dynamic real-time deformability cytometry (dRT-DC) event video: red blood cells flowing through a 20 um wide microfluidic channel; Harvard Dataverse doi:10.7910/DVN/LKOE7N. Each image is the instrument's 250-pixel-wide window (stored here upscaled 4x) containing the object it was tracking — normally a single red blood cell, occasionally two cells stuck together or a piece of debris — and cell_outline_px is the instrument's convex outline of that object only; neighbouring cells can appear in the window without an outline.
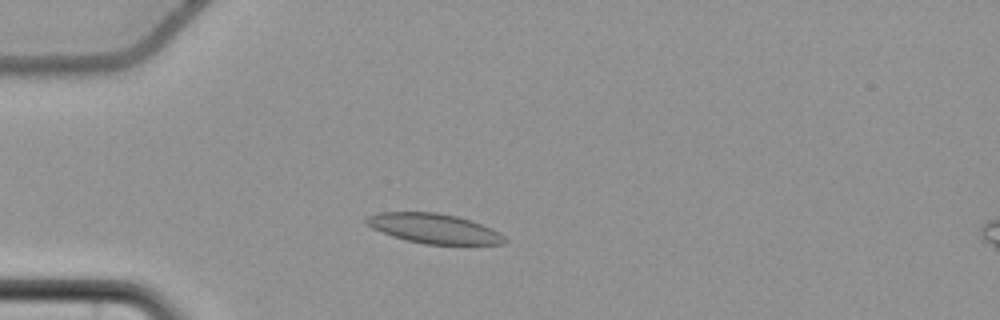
{"species": "common noctule bat (a hibernating species)", "species_latin": "Nyctalus noctula", "temperature_condition": "cold", "stored_images_in_passage": 43, "camera_frame_rate_fps": 3000, "um_per_image_px": 0.085, "animal": {"sex": "female", "body_mass_g": 22.7, "forearm_length_mm": 54.2}, "frame": {"image": 1, "passage_image": 10, "time_ms": 3.0, "image_size_px": [1000, 320], "cell_outline_px": [[508, 240], [504, 244], [424, 244], [392, 236], [372, 228], [364, 220], [368, 216], [380, 212], [436, 212], [456, 216], [472, 220], [492, 228], [500, 232]], "centroid_in_image_um": [36.92, 19.42], "position_along_channel_um": 48.1, "area_um2": 23.93}}
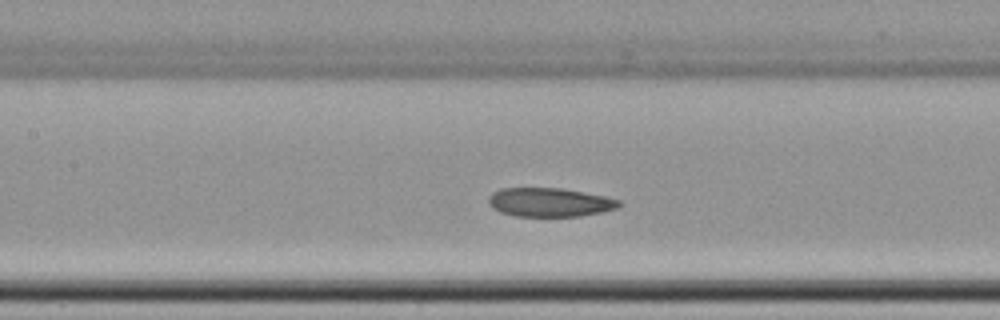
{"frame": {"image": 2, "passage_image": 21, "time_ms": 6.667, "image_size_px": [1000, 320], "cell_outline_px": [[624, 204], [616, 208], [600, 212], [580, 216], [516, 216], [500, 212], [492, 208], [488, 204], [488, 196], [492, 192], [500, 188], [564, 188], [604, 196], [620, 200]], "centroid_in_image_um": [46.7, 17.19], "position_along_channel_um": 160.7, "area_um2": 22.08}}
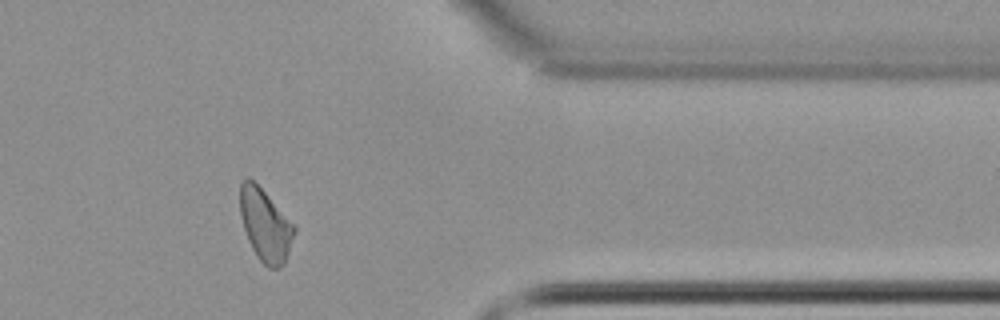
{"frame": {"image": 3, "passage_image": 41, "time_ms": 13.333, "image_size_px": [1000, 320], "cell_outline_px": [[296, 228], [284, 264], [276, 268], [268, 268], [256, 256], [248, 240], [240, 216], [240, 184], [248, 176], [296, 224]], "centroid_in_image_um": [22.55, 19.14], "position_along_channel_um": 388.8, "area_um2": 22.66}, "authors_computed_cell_mechanics": {"area_um2": 23.0044, "velocity_mm_per_s": 3.6687, "shape_relaxation_time_tau1_ms": null, "shape_relaxation_time_tau2_ms": 5.1161, "deformation_change_tau1": null, "deformation_change_tau2": 0.1077}}